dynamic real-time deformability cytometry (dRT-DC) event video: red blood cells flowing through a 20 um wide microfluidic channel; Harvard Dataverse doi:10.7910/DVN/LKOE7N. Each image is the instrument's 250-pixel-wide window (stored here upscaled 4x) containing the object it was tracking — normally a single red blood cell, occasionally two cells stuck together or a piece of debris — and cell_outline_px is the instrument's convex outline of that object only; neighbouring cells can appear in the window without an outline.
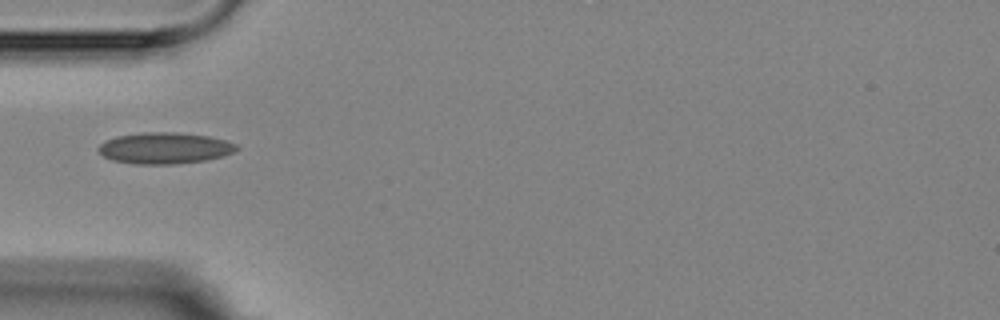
{"species": "Egyptian fruit bat (a non-hibernating species)", "species_latin": "Rousettus aegyptiacus", "temperature_condition": "room temperature", "stored_images_in_passage": 2, "camera_frame_rate_fps": 3000, "um_per_image_px": 0.085, "animal": {"sex": "female"}, "frame": {"image": 1, "passage_image": 1, "time_ms": 0.0, "image_size_px": [1000, 320], "cell_outline_px": [[240, 148], [236, 152], [224, 156], [204, 160], [176, 164], [132, 164], [112, 160], [104, 156], [96, 148], [104, 140], [116, 136], [144, 132], [176, 132], [208, 136], [224, 140], [236, 144]], "centroid_in_image_um": [13.99, 12.59], "position_along_channel_um": 71.0, "area_um2": 25.37}}
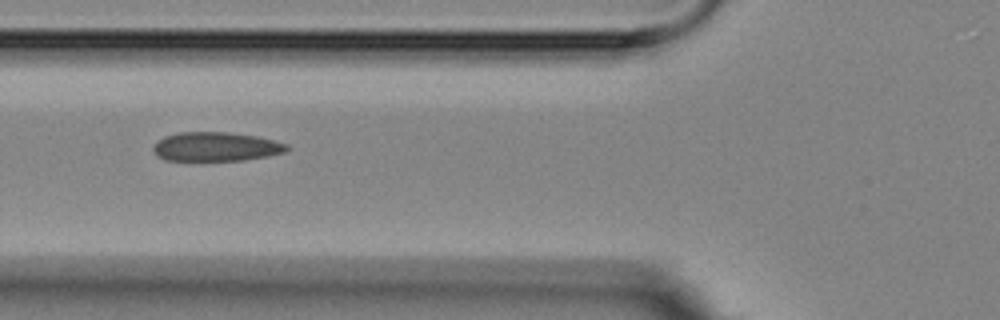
{"frame": {"image": 2, "passage_image": 2, "time_ms": 1.0, "image_size_px": [1000, 320], "cell_outline_px": [[292, 148], [284, 152], [268, 156], [244, 160], [164, 160], [156, 156], [152, 152], [152, 148], [164, 136], [180, 132], [228, 132], [256, 136], [288, 144]], "centroid_in_image_um": [18.36, 12.47], "position_along_channel_um": 107.4, "area_um2": 22.66}}